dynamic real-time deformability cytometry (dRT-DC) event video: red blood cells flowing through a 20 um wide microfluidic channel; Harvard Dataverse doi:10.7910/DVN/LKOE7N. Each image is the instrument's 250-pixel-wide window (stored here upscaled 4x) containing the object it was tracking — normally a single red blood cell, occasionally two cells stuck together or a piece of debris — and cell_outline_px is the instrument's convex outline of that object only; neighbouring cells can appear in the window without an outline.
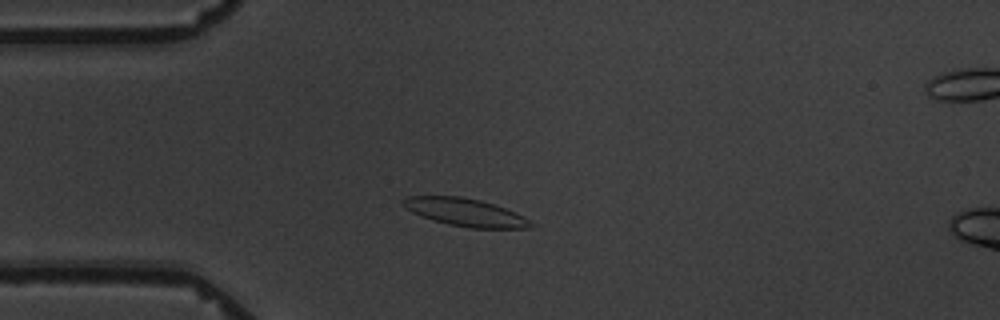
{"species": "common noctule bat (a hibernating species)", "species_latin": "Nyctalus noctula", "temperature_condition": "warm", "stored_images_in_passage": 14, "camera_frame_rate_fps": 3000, "um_per_image_px": 0.085, "animal": {"sex": "male", "body_mass_g": 19.5, "forearm_length_mm": 54.6}, "frame": {"image": 1, "passage_image": 3, "time_ms": 3.0, "image_size_px": [1000, 320], "cell_outline_px": [[536, 224], [532, 228], [472, 228], [448, 224], [432, 220], [420, 216], [412, 212], [400, 200], [404, 196], [460, 196], [480, 200], [516, 212], [524, 216]], "centroid_in_image_um": [39.57, 18.05], "position_along_channel_um": 45.4, "area_um2": 20.69}}
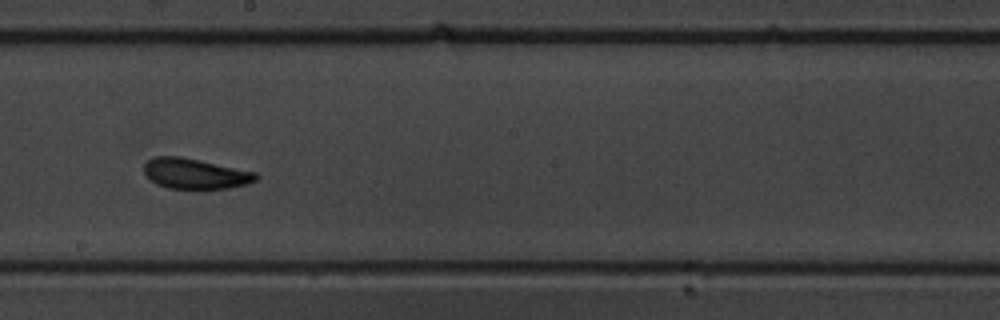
{"frame": {"image": 2, "passage_image": 8, "time_ms": 9.0, "image_size_px": [1000, 320], "cell_outline_px": [[260, 176], [256, 180], [248, 184], [228, 188], [168, 188], [156, 184], [144, 172], [144, 164], [148, 160], [156, 156], [180, 156], [256, 172]], "centroid_in_image_um": [16.6, 14.75], "position_along_channel_um": 231.6, "area_um2": 19.65}}
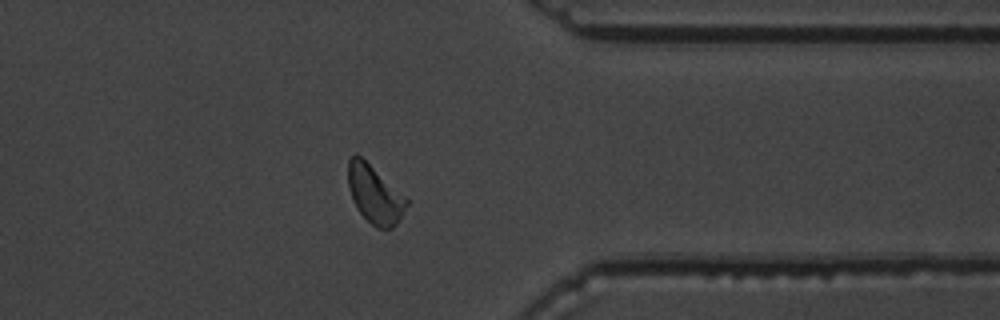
{"frame": {"image": 3, "passage_image": 12, "time_ms": 13.667, "image_size_px": [1000, 320], "cell_outline_px": [[408, 204], [400, 220], [392, 228], [376, 228], [360, 212], [352, 200], [348, 184], [348, 160], [356, 152], [408, 196]], "centroid_in_image_um": [31.88, 16.49], "position_along_channel_um": 379.5, "area_um2": 20.06}, "authors_computed_cell_mechanics": {"area_um2": 19.8254, "velocity_mm_per_s": 3.3771, "shape_relaxation_time_tau1_ms": 8.8876, "shape_relaxation_time_tau2_ms": 2.3289, "deformation_change_tau1": 0.1636, "deformation_change_tau2": 0.0891}}